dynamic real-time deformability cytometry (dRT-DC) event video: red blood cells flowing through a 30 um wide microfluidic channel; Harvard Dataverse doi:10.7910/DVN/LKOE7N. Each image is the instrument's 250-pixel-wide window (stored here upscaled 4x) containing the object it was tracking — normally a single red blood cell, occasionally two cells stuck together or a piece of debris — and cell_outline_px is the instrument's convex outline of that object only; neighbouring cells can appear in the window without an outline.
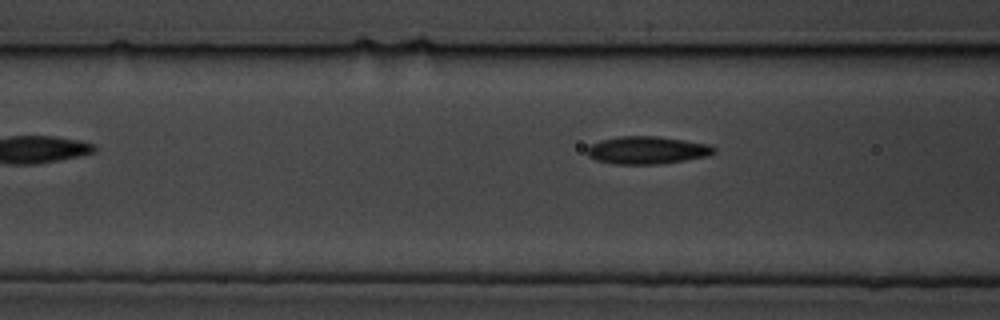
{"species": "common noctule bat (a hibernating species)", "species_latin": "Nyctalus noctula", "temperature_condition": "cold", "stored_images_in_passage": 6, "camera_frame_rate_fps": 3000, "um_per_image_px": 0.085, "animal": {"sex": "male", "body_mass_g": 19.5, "forearm_length_mm": 54.6}, "frame": {"image": 1, "passage_image": 6, "time_ms": 1.667, "image_size_px": [1000, 320], "cell_outline_px": [[716, 152], [708, 156], [664, 164], [612, 164], [596, 160], [588, 156], [584, 152], [592, 144], [600, 140], [620, 136], [656, 136], [684, 140], [708, 144], [716, 148]], "centroid_in_image_um": [55.0, 12.77], "position_along_channel_um": 111.6, "area_um2": 20.63}}